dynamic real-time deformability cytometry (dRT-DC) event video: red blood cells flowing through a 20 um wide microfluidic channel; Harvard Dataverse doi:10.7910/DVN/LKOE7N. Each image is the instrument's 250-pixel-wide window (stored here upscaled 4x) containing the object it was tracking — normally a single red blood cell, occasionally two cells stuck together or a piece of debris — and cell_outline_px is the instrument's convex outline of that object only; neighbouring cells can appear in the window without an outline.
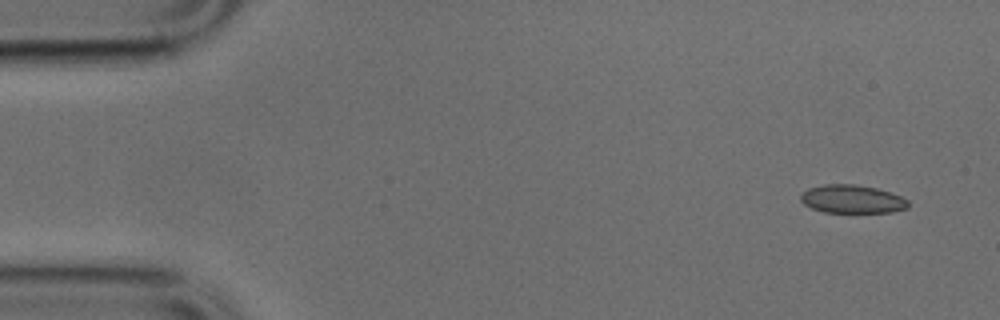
{"species": "common noctule bat (a hibernating species)", "species_latin": "Nyctalus noctula", "temperature_condition": "cold", "stored_images_in_passage": 48, "camera_frame_rate_fps": 3000, "um_per_image_px": 0.085, "animal": {"sex": "male", "body_mass_g": 17.9, "forearm_length_mm": 54.2}, "frame": {"image": 1, "passage_image": 1, "time_ms": 0.0, "image_size_px": [1000, 320], "cell_outline_px": [[908, 208], [892, 212], [824, 212], [812, 208], [804, 204], [800, 200], [800, 196], [808, 188], [824, 184], [856, 184], [876, 188], [900, 196], [908, 200]], "centroid_in_image_um": [72.42, 16.92], "position_along_channel_um": 12.6, "area_um2": 17.63}}
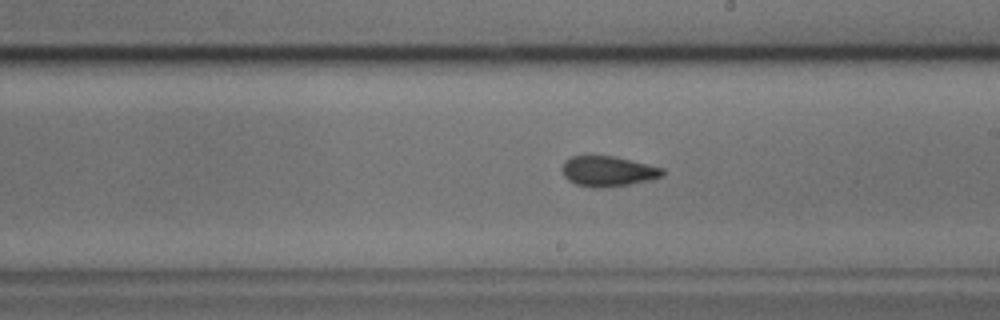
{"frame": {"image": 2, "passage_image": 26, "time_ms": 8.333, "image_size_px": [1000, 320], "cell_outline_px": [[664, 176], [648, 180], [628, 184], [600, 188], [596, 188], [576, 184], [568, 180], [564, 176], [564, 160], [572, 156], [612, 156], [664, 168]], "centroid_in_image_um": [51.69, 14.56], "position_along_channel_um": 237.3, "area_um2": 17.4}}
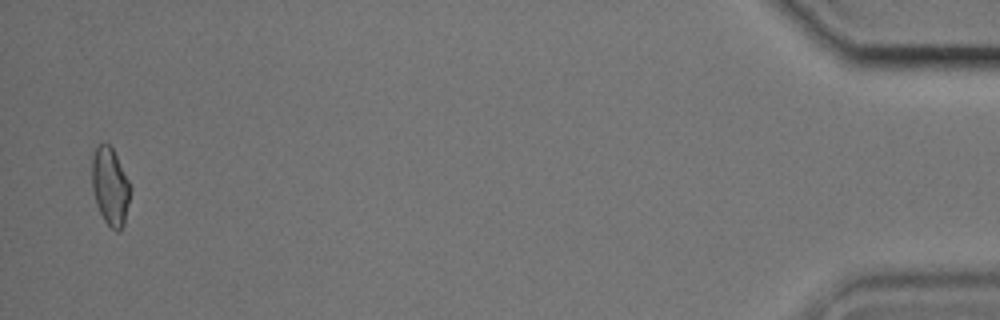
{"frame": {"image": 3, "passage_image": 47, "time_ms": 15.333, "image_size_px": [1000, 320], "cell_outline_px": [[132, 188], [124, 224], [116, 232], [104, 220], [96, 204], [92, 188], [92, 156], [96, 148], [100, 144], [108, 144], [112, 148]], "centroid_in_image_um": [9.37, 15.86], "position_along_channel_um": 425.8, "area_um2": 17.17}}